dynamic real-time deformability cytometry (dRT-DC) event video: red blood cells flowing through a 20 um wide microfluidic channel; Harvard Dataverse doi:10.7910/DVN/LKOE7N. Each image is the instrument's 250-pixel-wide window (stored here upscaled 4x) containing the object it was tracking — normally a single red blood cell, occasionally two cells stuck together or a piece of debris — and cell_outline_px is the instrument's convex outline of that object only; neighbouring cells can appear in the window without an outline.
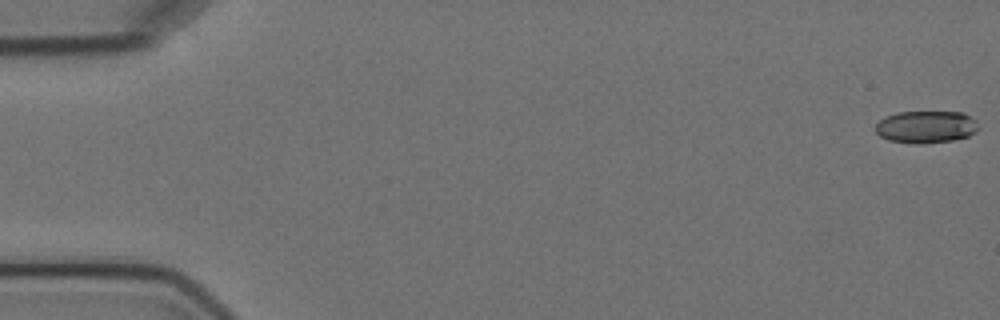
{"species": "Egyptian fruit bat (a non-hibernating species)", "species_latin": "Rousettus aegyptiacus", "temperature_condition": "cold", "stored_images_in_passage": 4, "camera_frame_rate_fps": 3000, "um_per_image_px": 0.085, "animal": {"sex": "female"}, "frame": {"image": 1, "passage_image": 1, "time_ms": 0.0, "image_size_px": [1000, 320], "cell_outline_px": [[976, 132], [968, 136], [952, 140], [888, 140], [880, 136], [876, 132], [876, 124], [884, 116], [896, 112], [964, 112], [972, 116], [976, 120]], "centroid_in_image_um": [78.73, 10.71], "position_along_channel_um": 6.3, "area_um2": 18.44}}
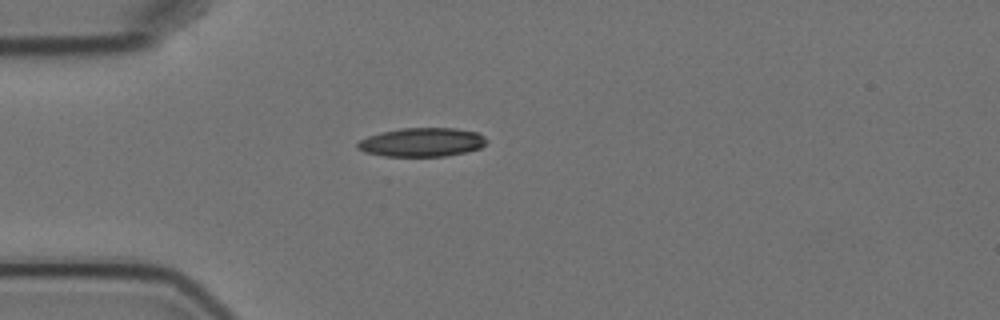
{"frame": {"image": 2, "passage_image": 4, "time_ms": 5.0, "image_size_px": [1000, 320], "cell_outline_px": [[488, 140], [480, 148], [464, 152], [444, 156], [384, 156], [364, 152], [356, 148], [356, 144], [360, 140], [368, 136], [380, 132], [400, 128], [456, 128], [476, 132], [484, 136]], "centroid_in_image_um": [35.83, 12.08], "position_along_channel_um": 49.2, "area_um2": 21.68}}